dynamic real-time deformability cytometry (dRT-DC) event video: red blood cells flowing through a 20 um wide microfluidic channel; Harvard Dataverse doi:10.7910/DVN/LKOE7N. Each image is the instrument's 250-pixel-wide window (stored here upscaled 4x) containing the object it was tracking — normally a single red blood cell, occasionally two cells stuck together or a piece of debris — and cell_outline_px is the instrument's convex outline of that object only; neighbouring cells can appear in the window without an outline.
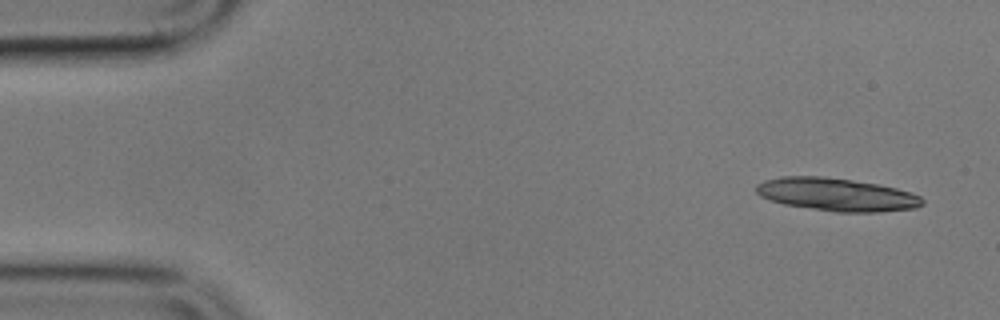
{"species": "common noctule bat (a hibernating species)", "species_latin": "Nyctalus noctula", "temperature_condition": "cold", "stored_images_in_passage": 5, "camera_frame_rate_fps": 3000, "um_per_image_px": 0.085, "animal": {"sex": "male", "body_mass_g": 17.9}, "frame": {"image": 1, "passage_image": 1, "time_ms": 0.0, "image_size_px": [1000, 320], "cell_outline_px": [[924, 204], [916, 208], [876, 212], [836, 212], [784, 204], [760, 196], [756, 192], [756, 184], [764, 180], [780, 176], [824, 176], [852, 180], [876, 184], [896, 188], [920, 196], [924, 200]], "centroid_in_image_um": [71.1, 16.53], "position_along_channel_um": 13.9, "area_um2": 31.79}}